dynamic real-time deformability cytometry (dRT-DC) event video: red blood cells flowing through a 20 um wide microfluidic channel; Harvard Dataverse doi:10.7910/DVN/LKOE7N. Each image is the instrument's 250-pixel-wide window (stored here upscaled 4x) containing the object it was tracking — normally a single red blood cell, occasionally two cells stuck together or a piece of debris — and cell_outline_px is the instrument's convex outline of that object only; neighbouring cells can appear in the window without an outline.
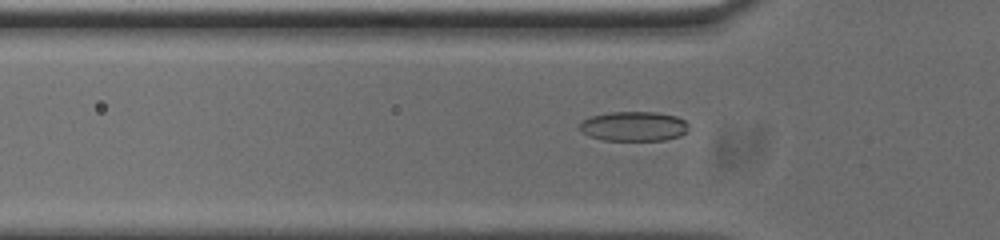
{"species": "common noctule bat (a hibernating species)", "species_latin": "Nyctalus noctula", "temperature_condition": "cold", "stored_images_in_passage": 53, "camera_frame_rate_fps": 3000, "um_per_image_px": 0.085, "animal": {"sex": "male", "body_mass_g": 20.0, "forearm_length_mm": 53.3}, "frame": {"image": 1, "passage_image": 16, "time_ms": 5.0, "image_size_px": [1000, 240], "cell_outline_px": [[688, 128], [680, 136], [664, 140], [604, 140], [588, 136], [580, 132], [580, 124], [584, 120], [592, 116], [608, 112], [656, 112], [676, 116], [684, 120], [688, 124]], "centroid_in_image_um": [53.86, 10.73], "position_along_channel_um": 71.9, "area_um2": 18.79}}
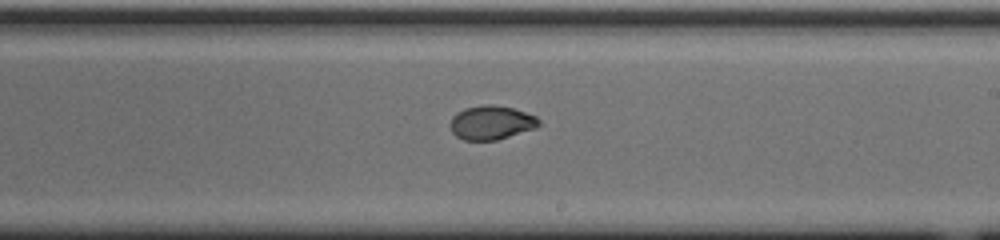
{"frame": {"image": 2, "passage_image": 30, "time_ms": 9.667, "image_size_px": [1000, 240], "cell_outline_px": [[540, 124], [536, 128], [496, 140], [464, 140], [456, 136], [452, 132], [448, 124], [452, 116], [456, 112], [464, 108], [484, 104], [492, 104], [512, 108], [536, 116], [540, 120]], "centroid_in_image_um": [41.72, 10.41], "position_along_channel_um": 247.3, "area_um2": 17.69}}
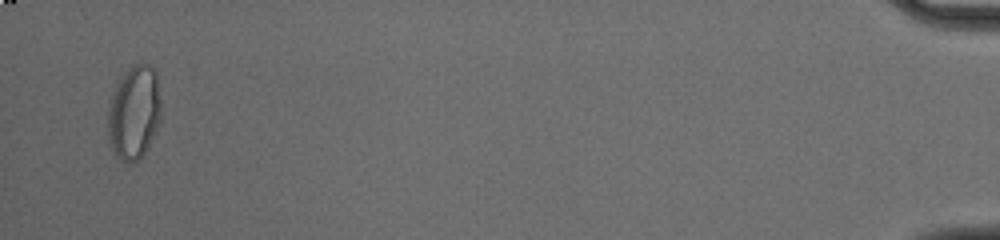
{"frame": {"image": 3, "passage_image": 52, "time_ms": 17.0, "image_size_px": [1000, 240], "cell_outline_px": [[160, 120], [140, 160], [120, 160], [116, 156], [108, 140], [108, 112], [112, 92], [116, 84], [124, 72], [136, 64], [152, 64], [156, 68], [160, 96]], "centroid_in_image_um": [11.39, 9.51], "position_along_channel_um": 423.8, "area_um2": 28.9}, "authors_computed_cell_mechanics": {"area_um2": 18.0914, "velocity_mm_per_s": 3.743, "shape_relaxation_time_tau1_ms": null, "shape_relaxation_time_tau2_ms": 1.0328, "deformation_change_tau1": null, "deformation_change_tau2": 0.0414}}